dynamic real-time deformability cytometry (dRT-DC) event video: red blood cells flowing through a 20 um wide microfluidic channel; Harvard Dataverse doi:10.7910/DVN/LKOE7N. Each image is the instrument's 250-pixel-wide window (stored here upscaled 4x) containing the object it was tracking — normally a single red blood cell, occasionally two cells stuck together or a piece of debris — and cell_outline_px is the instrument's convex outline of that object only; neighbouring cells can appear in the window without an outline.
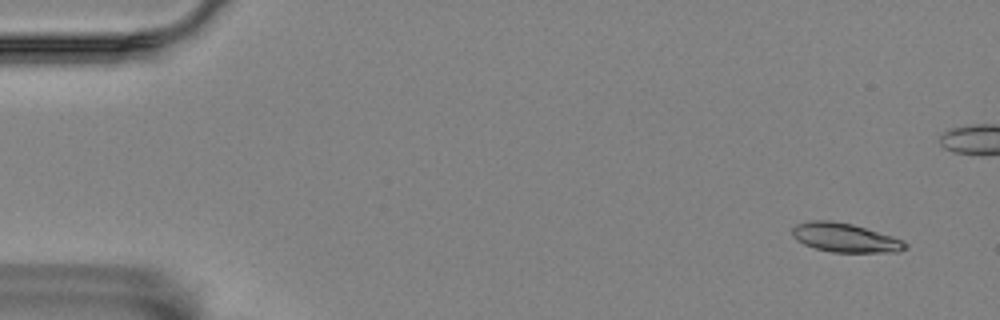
{"species": "Egyptian fruit bat (a non-hibernating species)", "species_latin": "Rousettus aegyptiacus", "temperature_condition": "room temperature", "stored_images_in_passage": 6, "camera_frame_rate_fps": 3000, "um_per_image_px": 0.085, "animal": {"sex": "female"}, "frame": {"image": 1, "passage_image": 2, "time_ms": 0.333, "image_size_px": [1000, 320], "cell_outline_px": [[908, 248], [900, 252], [832, 252], [816, 248], [804, 244], [796, 240], [792, 236], [792, 228], [796, 224], [808, 220], [832, 220], [852, 224], [892, 236], [904, 240], [908, 244]], "centroid_in_image_um": [71.84, 20.2], "position_along_channel_um": 13.2, "area_um2": 19.25}}